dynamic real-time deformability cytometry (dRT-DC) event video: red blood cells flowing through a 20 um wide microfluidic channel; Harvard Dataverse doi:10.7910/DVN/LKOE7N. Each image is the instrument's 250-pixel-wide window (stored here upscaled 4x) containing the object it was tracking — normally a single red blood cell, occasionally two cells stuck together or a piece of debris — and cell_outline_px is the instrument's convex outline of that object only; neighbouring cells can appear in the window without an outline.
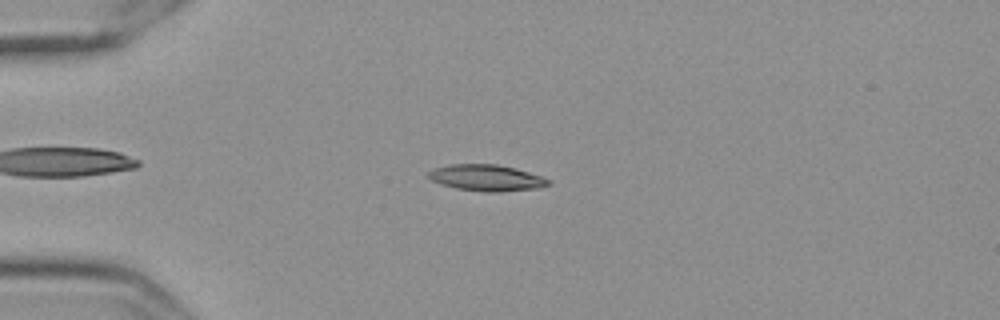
{"species": "Egyptian fruit bat (a non-hibernating species)", "species_latin": "Rousettus aegyptiacus", "temperature_condition": "cold", "stored_images_in_passage": 46, "camera_frame_rate_fps": 3000, "um_per_image_px": 0.085, "frame": {"image": 1, "passage_image": 3, "time_ms": 0.667, "image_size_px": [1000, 320], "cell_outline_px": [[552, 184], [540, 188], [496, 192], [484, 192], [456, 188], [440, 184], [432, 180], [428, 176], [428, 172], [432, 168], [448, 164], [496, 164], [516, 168], [552, 180]], "centroid_in_image_um": [41.36, 15.11], "position_along_channel_um": 43.6, "area_um2": 18.55}}
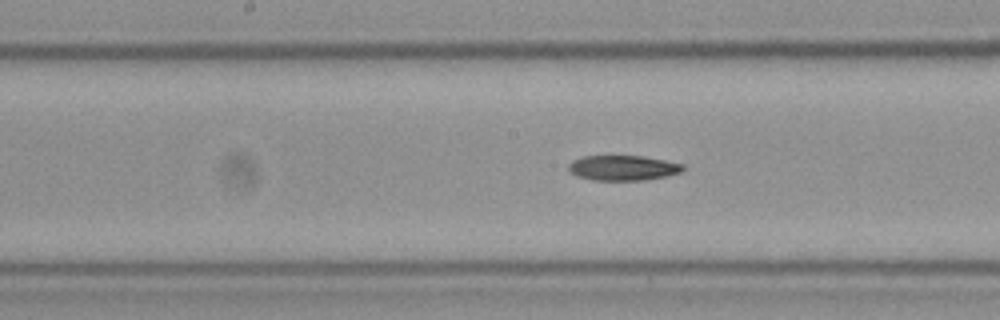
{"frame": {"image": 2, "passage_image": 18, "time_ms": 5.667, "image_size_px": [1000, 320], "cell_outline_px": [[684, 168], [680, 172], [664, 176], [644, 180], [592, 180], [576, 176], [568, 172], [568, 164], [572, 160], [584, 156], [644, 156], [684, 164]], "centroid_in_image_um": [52.9, 14.27], "position_along_channel_um": 195.3, "area_um2": 16.76}}
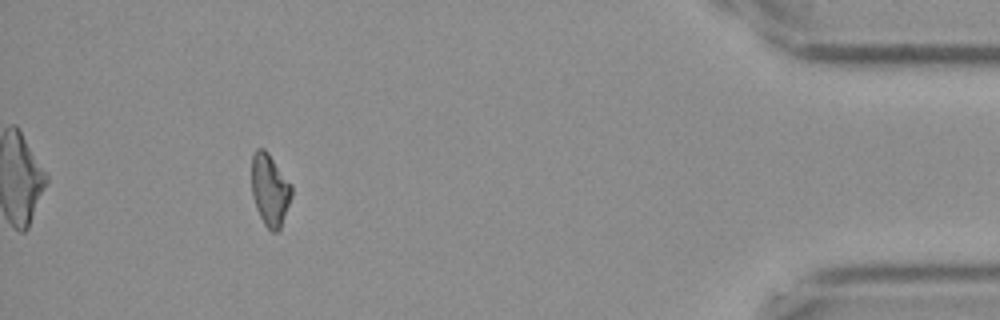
{"frame": {"image": 3, "passage_image": 41, "time_ms": 13.333, "image_size_px": [1000, 320], "cell_outline_px": [[292, 196], [280, 228], [276, 232], [272, 232], [264, 224], [256, 208], [252, 196], [252, 156], [256, 148], [264, 148], [268, 152], [292, 184]], "centroid_in_image_um": [22.94, 16.12], "position_along_channel_um": 412.3, "area_um2": 16.82}}